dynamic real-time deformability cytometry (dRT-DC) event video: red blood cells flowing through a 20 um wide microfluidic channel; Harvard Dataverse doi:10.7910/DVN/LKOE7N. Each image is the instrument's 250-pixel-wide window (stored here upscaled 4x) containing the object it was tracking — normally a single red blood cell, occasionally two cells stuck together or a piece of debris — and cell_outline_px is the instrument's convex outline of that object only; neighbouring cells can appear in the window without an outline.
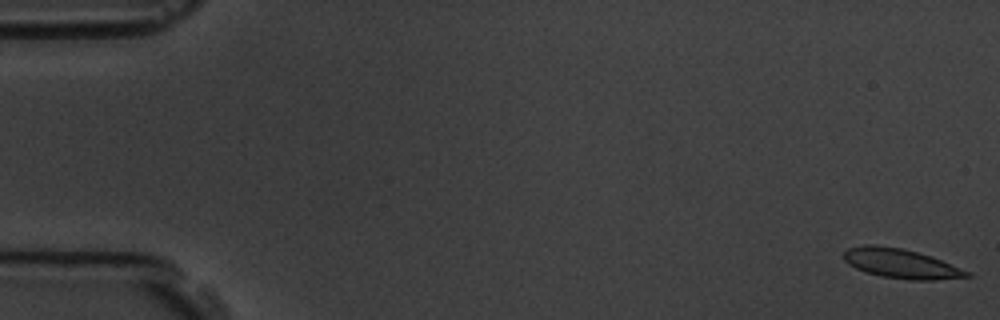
{"species": "common noctule bat (a hibernating species)", "species_latin": "Nyctalus noctula", "temperature_condition": "room temperature", "stored_images_in_passage": 5, "camera_frame_rate_fps": 3000, "um_per_image_px": 0.085, "animal": {"sex": "male", "body_mass_g": 19.5, "forearm_length_mm": 54.6}, "frame": {"image": 1, "passage_image": 1, "time_ms": 0.0, "image_size_px": [1000, 320], "cell_outline_px": [[972, 276], [932, 280], [912, 280], [880, 276], [856, 268], [848, 264], [844, 260], [844, 252], [848, 248], [864, 244], [876, 244], [900, 248], [916, 252], [940, 260], [972, 272]], "centroid_in_image_um": [76.56, 22.4], "position_along_channel_um": 8.4, "area_um2": 20.92}}
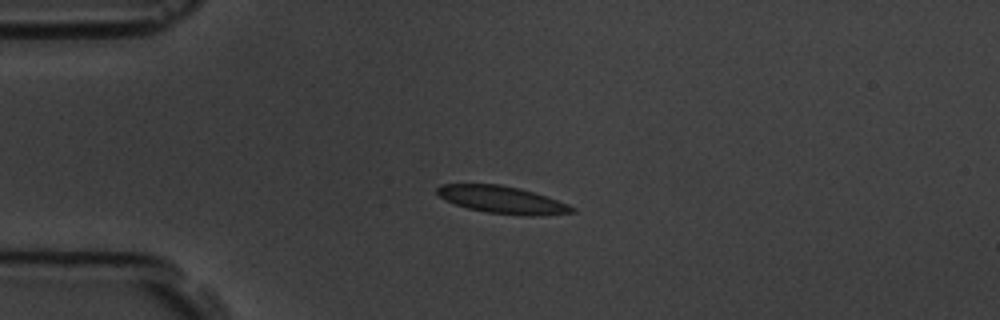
{"frame": {"image": 2, "passage_image": 4, "time_ms": 4.333, "image_size_px": [1000, 320], "cell_outline_px": [[576, 212], [540, 216], [524, 216], [488, 212], [468, 208], [444, 200], [436, 192], [436, 188], [440, 184], [500, 184], [520, 188], [568, 204], [576, 208]], "centroid_in_image_um": [42.69, 16.98], "position_along_channel_um": 42.3, "area_um2": 21.44}}